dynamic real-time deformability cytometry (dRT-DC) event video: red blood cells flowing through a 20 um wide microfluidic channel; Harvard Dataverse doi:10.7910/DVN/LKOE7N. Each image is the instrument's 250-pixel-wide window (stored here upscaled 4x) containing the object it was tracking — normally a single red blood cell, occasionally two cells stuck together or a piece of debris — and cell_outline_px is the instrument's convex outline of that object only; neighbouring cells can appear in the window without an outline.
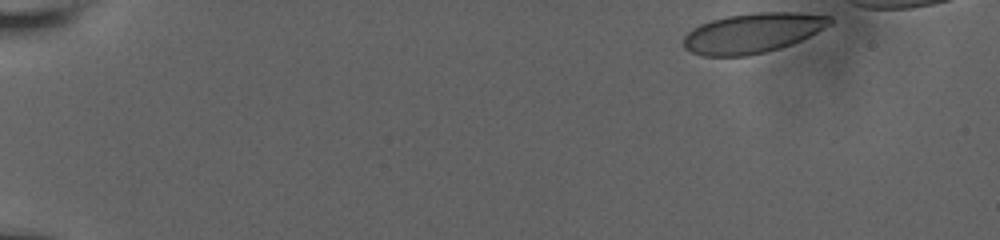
{"species": "human", "species_latin": "Homo sapiens", "temperature_condition": "room temperature", "stored_images_in_passage": 11, "camera_frame_rate_fps": 3000, "um_per_image_px": 0.085, "donor": {"sex": "male"}, "frame": {"image": 1, "passage_image": 1, "time_ms": 0.0, "image_size_px": [1000, 240], "cell_outline_px": [[832, 24], [792, 44], [780, 48], [748, 56], [704, 56], [692, 52], [684, 48], [684, 36], [692, 28], [700, 24], [712, 20], [728, 16], [756, 12], [800, 12], [832, 16]], "centroid_in_image_um": [63.98, 2.8], "position_along_channel_um": 21.0, "area_um2": 33.99}}
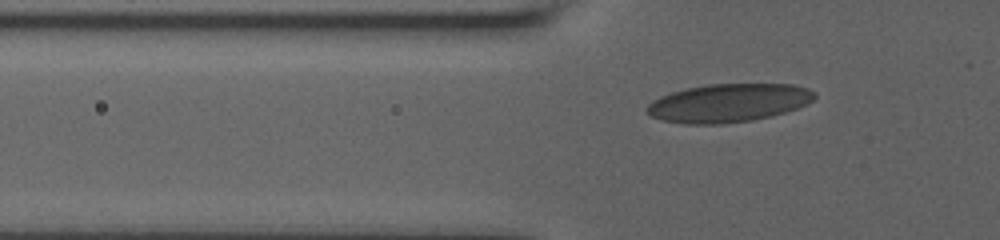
{"frame": {"image": 2, "passage_image": 9, "time_ms": 4.667, "image_size_px": [1000, 240], "cell_outline_px": [[816, 96], [812, 100], [796, 108], [772, 116], [752, 120], [720, 124], [684, 124], [664, 120], [652, 116], [644, 108], [652, 100], [660, 96], [684, 88], [708, 84], [792, 84], [808, 88], [816, 92]], "centroid_in_image_um": [61.9, 8.74], "position_along_channel_um": 63.9, "area_um2": 37.45}}
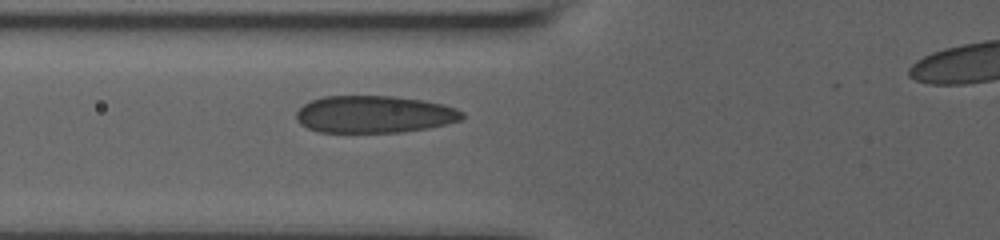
{"frame": {"image": 3, "passage_image": 11, "time_ms": 5.667, "image_size_px": [1000, 240], "cell_outline_px": [[464, 116], [460, 120], [428, 128], [400, 132], [320, 132], [308, 128], [300, 124], [296, 120], [296, 112], [304, 104], [312, 100], [324, 96], [392, 96], [424, 100], [444, 104], [456, 108], [464, 112]], "centroid_in_image_um": [31.81, 9.71], "position_along_channel_um": 94.0, "area_um2": 36.01}}